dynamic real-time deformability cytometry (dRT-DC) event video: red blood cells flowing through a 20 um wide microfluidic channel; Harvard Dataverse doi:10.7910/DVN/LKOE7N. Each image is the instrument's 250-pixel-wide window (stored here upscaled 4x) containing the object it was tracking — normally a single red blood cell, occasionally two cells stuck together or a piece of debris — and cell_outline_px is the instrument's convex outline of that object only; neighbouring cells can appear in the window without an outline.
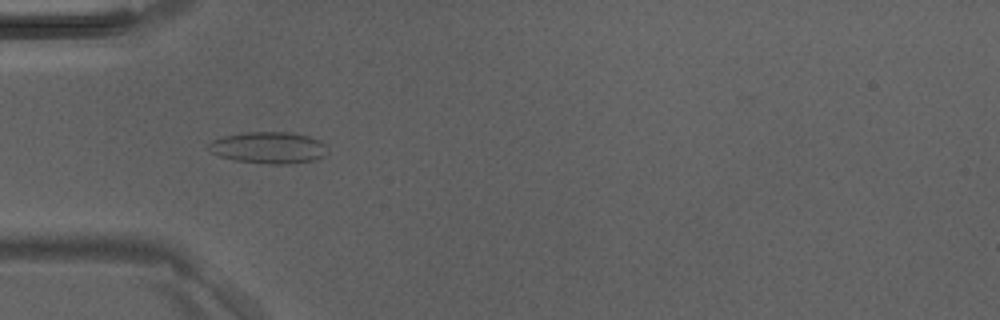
{"species": "Egyptian fruit bat (a non-hibernating species)", "species_latin": "Rousettus aegyptiacus", "temperature_condition": "room temperature", "stored_images_in_passage": 44, "camera_frame_rate_fps": 3000, "um_per_image_px": 0.085, "animal": {"sex": "male"}, "frame": {"image": 1, "passage_image": 15, "time_ms": 4.667, "image_size_px": [1000, 320], "cell_outline_px": [[328, 152], [324, 156], [316, 160], [288, 164], [268, 164], [236, 160], [220, 156], [212, 152], [208, 148], [208, 144], [212, 140], [224, 136], [244, 132], [288, 132], [308, 136], [320, 140], [328, 148]], "centroid_in_image_um": [22.87, 12.55], "position_along_channel_um": 62.1, "area_um2": 21.96}}
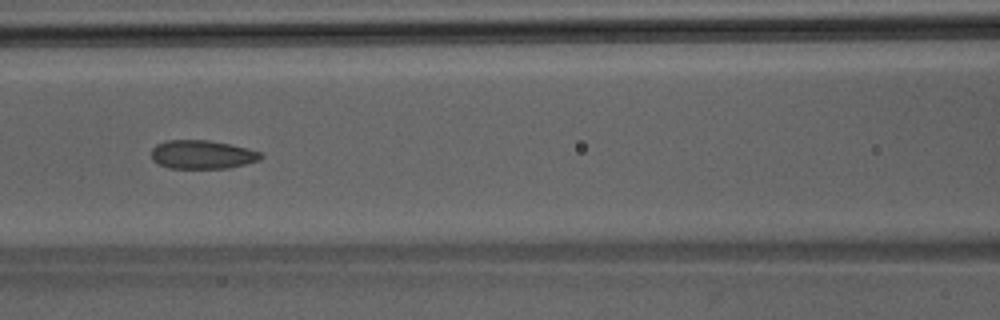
{"frame": {"image": 2, "passage_image": 21, "time_ms": 6.667, "image_size_px": [1000, 320], "cell_outline_px": [[264, 156], [260, 160], [228, 168], [168, 168], [152, 160], [152, 148], [156, 144], [168, 140], [208, 140], [248, 148], [260, 152]], "centroid_in_image_um": [17.19, 13.13], "position_along_channel_um": 149.4, "area_um2": 18.21}}
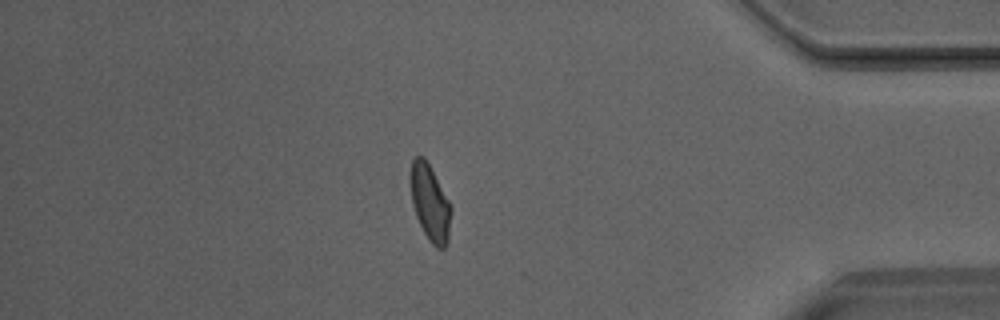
{"frame": {"image": 3, "passage_image": 40, "time_ms": 13.0, "image_size_px": [1000, 320], "cell_outline_px": [[452, 212], [448, 240], [444, 248], [436, 248], [428, 240], [416, 216], [412, 204], [408, 180], [408, 176], [412, 160], [416, 156], [424, 156], [452, 204]], "centroid_in_image_um": [36.54, 17.2], "position_along_channel_um": 398.7, "area_um2": 18.55}}